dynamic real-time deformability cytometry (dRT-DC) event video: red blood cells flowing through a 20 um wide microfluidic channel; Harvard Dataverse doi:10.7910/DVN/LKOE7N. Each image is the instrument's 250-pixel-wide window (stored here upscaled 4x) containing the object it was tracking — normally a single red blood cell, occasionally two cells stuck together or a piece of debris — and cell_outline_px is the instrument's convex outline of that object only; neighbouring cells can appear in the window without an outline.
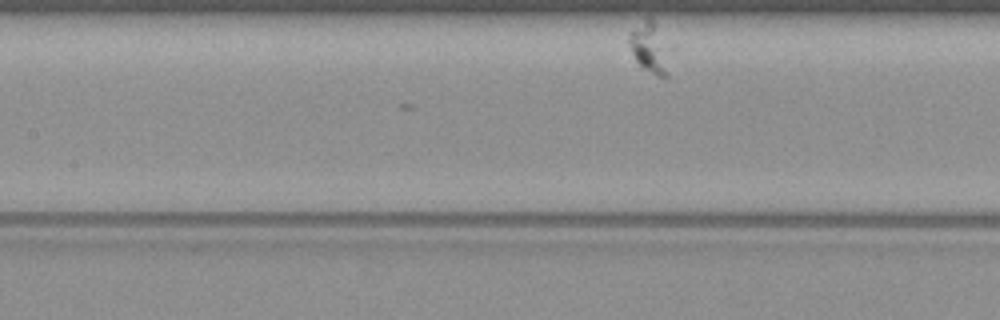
{"species": "common noctule bat (a hibernating species)", "species_latin": "Nyctalus noctula", "temperature_condition": "warm", "stored_images_in_passage": 20, "camera_frame_rate_fps": 3000, "um_per_image_px": 0.085, "animal": {"sex": "female", "body_mass_g": 19.3, "forearm_length_mm": 54.1}, "frame": {"image": 1, "passage_image": 10, "time_ms": 3.0, "image_size_px": [1000, 320], "cell_outline_px": [[668, 76], [660, 76], [640, 68], [628, 44], [628, 40], [632, 32], [648, 16], [652, 16]], "centroid_in_image_um": [55.05, 4.08], "position_along_channel_um": 152.3, "area_um2": 10.06}}